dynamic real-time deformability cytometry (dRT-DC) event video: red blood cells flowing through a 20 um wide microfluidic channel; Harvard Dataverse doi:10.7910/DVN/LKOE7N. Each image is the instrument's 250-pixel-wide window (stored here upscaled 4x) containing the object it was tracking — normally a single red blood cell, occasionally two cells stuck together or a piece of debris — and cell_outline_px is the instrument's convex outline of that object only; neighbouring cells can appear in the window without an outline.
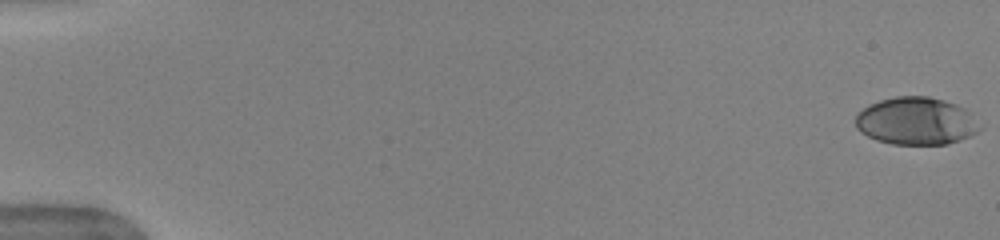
{"species": "human", "species_latin": "Homo sapiens", "temperature_condition": "warm", "stored_images_in_passage": 53, "camera_frame_rate_fps": 3000, "um_per_image_px": 0.085, "donor": {"sex": "female"}, "frame": {"image": 1, "passage_image": 1, "time_ms": 0.0, "image_size_px": [1000, 240], "cell_outline_px": [[980, 128], [976, 132], [960, 140], [948, 144], [892, 144], [876, 140], [860, 132], [856, 128], [856, 116], [868, 104], [880, 100], [896, 96], [928, 96], [944, 100], [956, 104], [964, 108], [968, 112]], "centroid_in_image_um": [77.83, 10.29], "position_along_channel_um": 7.2, "area_um2": 34.16}}
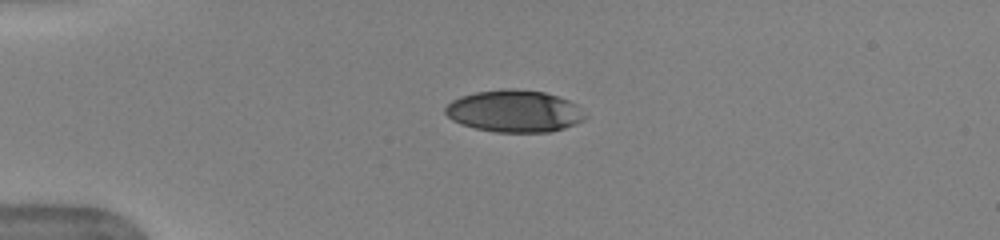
{"frame": {"image": 2, "passage_image": 14, "time_ms": 4.333, "image_size_px": [1000, 240], "cell_outline_px": [[588, 116], [584, 120], [576, 124], [552, 132], [496, 132], [476, 128], [460, 124], [452, 120], [444, 112], [444, 108], [452, 100], [460, 96], [476, 92], [504, 88], [512, 88], [544, 92], [568, 100], [576, 104]], "centroid_in_image_um": [43.73, 9.45], "position_along_channel_um": 41.3, "area_um2": 34.45}}
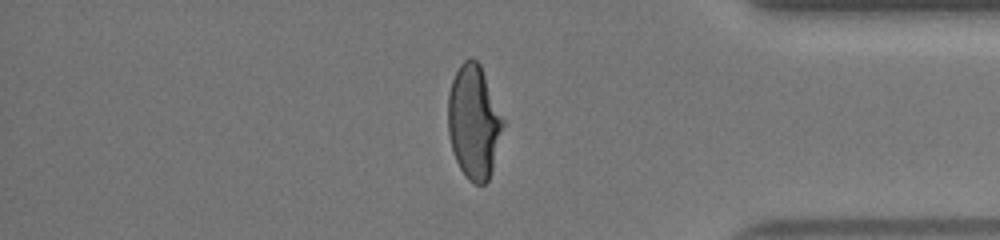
{"frame": {"image": 3, "passage_image": 45, "time_ms": 14.667, "image_size_px": [1000, 240], "cell_outline_px": [[504, 124], [492, 168], [488, 180], [484, 184], [476, 184], [468, 180], [460, 168], [456, 160], [452, 148], [448, 132], [448, 92], [452, 80], [460, 64], [464, 60], [476, 60], [480, 64], [504, 120]], "centroid_in_image_um": [40.26, 10.37], "position_along_channel_um": 394.9, "area_um2": 36.01}, "authors_computed_cell_mechanics": {"area_um2": 36.2406, "velocity_mm_per_s": 3.9539, "shape_relaxation_time_tau1_ms": 4.5582, "shape_relaxation_time_tau2_ms": 0.7767, "deformation_change_tau1": 0.2255, "deformation_change_tau2": 0.0512}}